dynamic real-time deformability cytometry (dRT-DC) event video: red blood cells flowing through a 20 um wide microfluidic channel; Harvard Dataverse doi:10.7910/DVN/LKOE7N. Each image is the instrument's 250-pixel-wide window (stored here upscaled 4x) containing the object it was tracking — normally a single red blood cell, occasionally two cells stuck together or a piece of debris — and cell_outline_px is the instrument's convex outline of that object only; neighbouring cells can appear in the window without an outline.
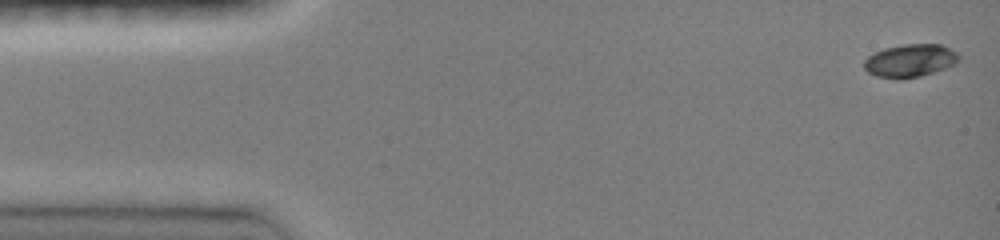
{"species": "common noctule bat (a hibernating species)", "species_latin": "Nyctalus noctula", "temperature_condition": "room temperature", "stored_images_in_passage": 47, "camera_frame_rate_fps": 3000, "um_per_image_px": 0.085, "animal": {"sex": "female", "body_mass_g": 19.0, "forearm_length_mm": 51.5}, "frame": {"image": 1, "passage_image": 1, "time_ms": 0.0, "image_size_px": [1000, 240], "cell_outline_px": [[960, 60], [956, 64], [920, 76], [876, 76], [868, 72], [864, 68], [864, 60], [868, 56], [884, 48], [904, 44], [940, 44], [956, 52], [960, 56]], "centroid_in_image_um": [77.39, 5.11], "position_along_channel_um": 7.6, "area_um2": 17.57}}
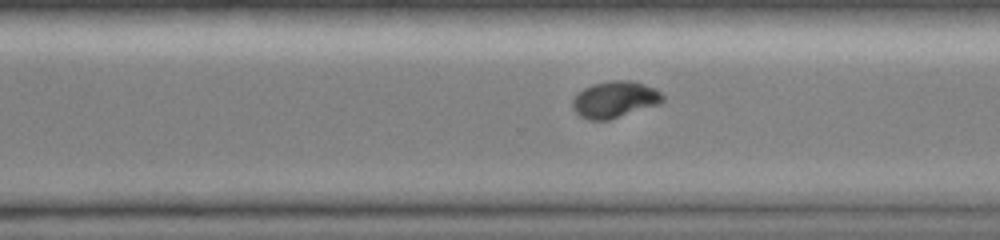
{"frame": {"image": 2, "passage_image": 33, "time_ms": 10.667, "image_size_px": [1000, 240], "cell_outline_px": [[664, 100], [660, 104], [608, 120], [588, 120], [580, 116], [572, 108], [572, 100], [584, 88], [592, 84], [612, 80], [628, 80], [644, 84], [656, 88], [664, 96]], "centroid_in_image_um": [52.27, 8.46], "position_along_channel_um": 318.3, "area_um2": 19.19}}
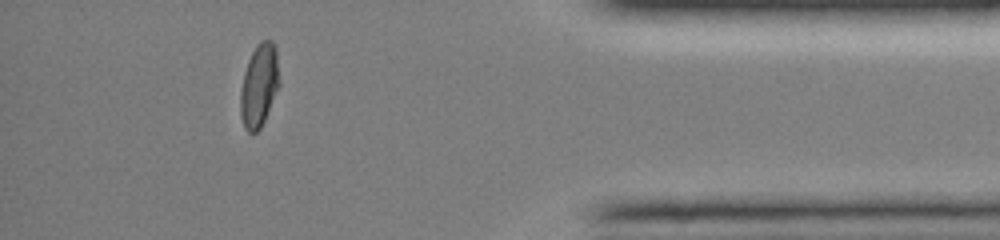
{"frame": {"image": 3, "passage_image": 42, "time_ms": 13.667, "image_size_px": [1000, 240], "cell_outline_px": [[280, 84], [264, 120], [260, 128], [256, 132], [248, 132], [244, 128], [240, 116], [240, 92], [244, 72], [248, 60], [256, 44], [260, 40], [272, 40], [276, 48]], "centroid_in_image_um": [22.02, 7.24], "position_along_channel_um": 413.2, "area_um2": 18.9}, "authors_computed_cell_mechanics": {"area_um2": 18.9584, "velocity_mm_per_s": 4.0454, "shape_relaxation_time_tau1_ms": 5.3908, "shape_relaxation_time_tau2_ms": 1.9346, "deformation_change_tau1": 0.2002, "deformation_change_tau2": 0.0292}}